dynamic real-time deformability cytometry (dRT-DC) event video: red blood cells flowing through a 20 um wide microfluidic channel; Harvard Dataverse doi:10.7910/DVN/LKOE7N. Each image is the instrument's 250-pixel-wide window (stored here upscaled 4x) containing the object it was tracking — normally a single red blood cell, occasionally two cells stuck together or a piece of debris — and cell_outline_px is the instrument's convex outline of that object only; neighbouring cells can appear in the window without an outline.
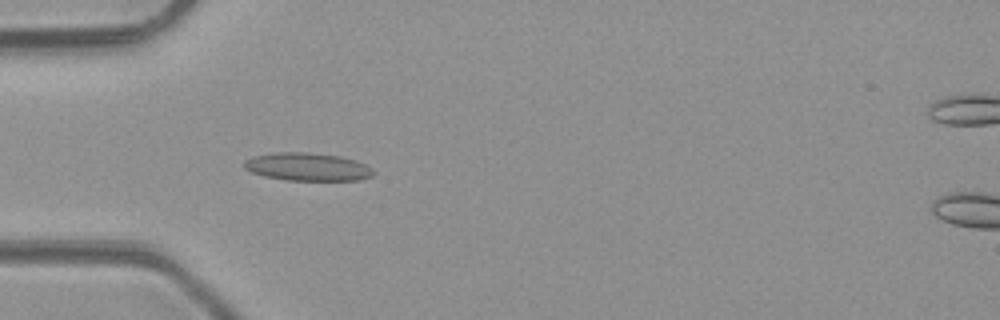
{"species": "common noctule bat (a hibernating species)", "species_latin": "Nyctalus noctula", "temperature_condition": "room temperature", "stored_images_in_passage": 6, "camera_frame_rate_fps": 3000, "um_per_image_px": 0.085, "animal": {"sex": "male", "body_mass_g": 23.1, "forearm_length_mm": 52.7}, "frame": {"image": 1, "passage_image": 5, "time_ms": 4.333, "image_size_px": [1000, 320], "cell_outline_px": [[376, 172], [372, 176], [360, 180], [284, 180], [264, 176], [252, 172], [244, 168], [244, 160], [252, 156], [280, 152], [308, 152], [340, 156], [356, 160], [372, 168]], "centroid_in_image_um": [26.15, 14.18], "position_along_channel_um": 58.9, "area_um2": 21.15}}